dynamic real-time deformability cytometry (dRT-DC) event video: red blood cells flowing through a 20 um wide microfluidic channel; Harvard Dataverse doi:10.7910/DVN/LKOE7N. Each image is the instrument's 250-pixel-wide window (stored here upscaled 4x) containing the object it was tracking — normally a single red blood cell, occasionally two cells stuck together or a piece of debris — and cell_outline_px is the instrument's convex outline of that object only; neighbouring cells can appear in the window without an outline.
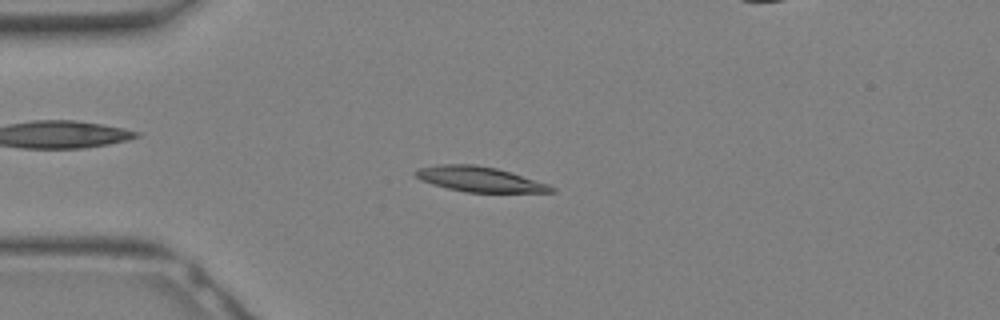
{"species": "Egyptian fruit bat (a non-hibernating species)", "species_latin": "Rousettus aegyptiacus", "temperature_condition": "warm", "stored_images_in_passage": 33, "camera_frame_rate_fps": 3000, "um_per_image_px": 0.085, "animal": {"sex": "female"}, "frame": {"image": 1, "passage_image": 8, "time_ms": 2.333, "image_size_px": [1000, 320], "cell_outline_px": [[556, 192], [464, 192], [432, 184], [420, 180], [412, 172], [420, 168], [436, 164], [476, 164], [496, 168], [548, 184], [556, 188]], "centroid_in_image_um": [40.73, 15.23], "position_along_channel_um": 44.3, "area_um2": 19.77}}
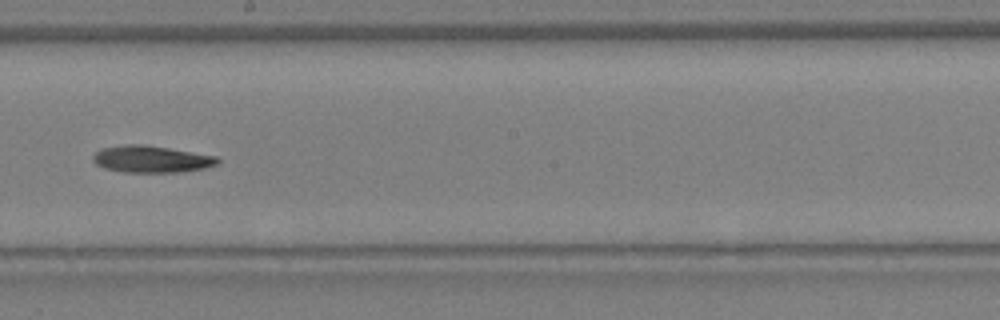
{"frame": {"image": 2, "passage_image": 18, "time_ms": 5.667, "image_size_px": [1000, 320], "cell_outline_px": [[220, 160], [216, 164], [204, 168], [180, 172], [124, 172], [104, 168], [96, 164], [92, 160], [92, 156], [96, 152], [104, 148], [124, 144], [144, 144], [216, 156]], "centroid_in_image_um": [12.84, 13.52], "position_along_channel_um": 235.4, "area_um2": 19.36}}
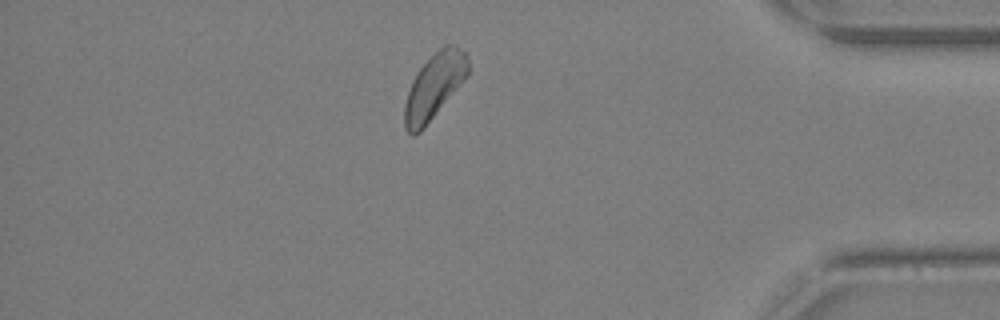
{"frame": {"image": 3, "passage_image": 33, "time_ms": 10.667, "image_size_px": [1000, 320], "cell_outline_px": [[468, 76], [424, 128], [420, 132], [412, 136], [404, 128], [404, 104], [412, 80], [416, 72], [444, 44], [456, 44], [464, 52], [468, 60]], "centroid_in_image_um": [36.9, 7.35], "position_along_channel_um": 398.3, "area_um2": 24.1}}